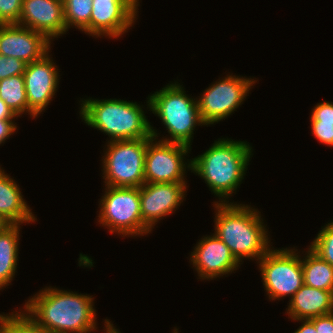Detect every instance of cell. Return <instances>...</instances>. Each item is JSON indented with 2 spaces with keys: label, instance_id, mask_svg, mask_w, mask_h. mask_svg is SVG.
<instances>
[{
  "label": "cell",
  "instance_id": "13",
  "mask_svg": "<svg viewBox=\"0 0 333 333\" xmlns=\"http://www.w3.org/2000/svg\"><path fill=\"white\" fill-rule=\"evenodd\" d=\"M185 183H144L140 187L143 223L152 231L155 224L170 215L185 198Z\"/></svg>",
  "mask_w": 333,
  "mask_h": 333
},
{
  "label": "cell",
  "instance_id": "33",
  "mask_svg": "<svg viewBox=\"0 0 333 333\" xmlns=\"http://www.w3.org/2000/svg\"><path fill=\"white\" fill-rule=\"evenodd\" d=\"M105 321V331H106V333H121V332H119V330L118 329H116L114 326H113V324L111 323V321L110 320H108V319H105L104 320Z\"/></svg>",
  "mask_w": 333,
  "mask_h": 333
},
{
  "label": "cell",
  "instance_id": "27",
  "mask_svg": "<svg viewBox=\"0 0 333 333\" xmlns=\"http://www.w3.org/2000/svg\"><path fill=\"white\" fill-rule=\"evenodd\" d=\"M312 134L322 144L333 147V123H321V121H310Z\"/></svg>",
  "mask_w": 333,
  "mask_h": 333
},
{
  "label": "cell",
  "instance_id": "22",
  "mask_svg": "<svg viewBox=\"0 0 333 333\" xmlns=\"http://www.w3.org/2000/svg\"><path fill=\"white\" fill-rule=\"evenodd\" d=\"M93 0H63L64 21L66 30L71 26L90 34V17Z\"/></svg>",
  "mask_w": 333,
  "mask_h": 333
},
{
  "label": "cell",
  "instance_id": "28",
  "mask_svg": "<svg viewBox=\"0 0 333 333\" xmlns=\"http://www.w3.org/2000/svg\"><path fill=\"white\" fill-rule=\"evenodd\" d=\"M310 121H321V123H333V103H318L311 111Z\"/></svg>",
  "mask_w": 333,
  "mask_h": 333
},
{
  "label": "cell",
  "instance_id": "11",
  "mask_svg": "<svg viewBox=\"0 0 333 333\" xmlns=\"http://www.w3.org/2000/svg\"><path fill=\"white\" fill-rule=\"evenodd\" d=\"M90 35L118 38L137 18L139 0H93Z\"/></svg>",
  "mask_w": 333,
  "mask_h": 333
},
{
  "label": "cell",
  "instance_id": "18",
  "mask_svg": "<svg viewBox=\"0 0 333 333\" xmlns=\"http://www.w3.org/2000/svg\"><path fill=\"white\" fill-rule=\"evenodd\" d=\"M0 221L3 224L35 222L17 183L0 167Z\"/></svg>",
  "mask_w": 333,
  "mask_h": 333
},
{
  "label": "cell",
  "instance_id": "29",
  "mask_svg": "<svg viewBox=\"0 0 333 333\" xmlns=\"http://www.w3.org/2000/svg\"><path fill=\"white\" fill-rule=\"evenodd\" d=\"M317 333H333V312L310 318Z\"/></svg>",
  "mask_w": 333,
  "mask_h": 333
},
{
  "label": "cell",
  "instance_id": "12",
  "mask_svg": "<svg viewBox=\"0 0 333 333\" xmlns=\"http://www.w3.org/2000/svg\"><path fill=\"white\" fill-rule=\"evenodd\" d=\"M49 53L26 65L23 73L28 114L37 117L52 101L59 85V72Z\"/></svg>",
  "mask_w": 333,
  "mask_h": 333
},
{
  "label": "cell",
  "instance_id": "15",
  "mask_svg": "<svg viewBox=\"0 0 333 333\" xmlns=\"http://www.w3.org/2000/svg\"><path fill=\"white\" fill-rule=\"evenodd\" d=\"M213 235V236H212ZM197 242L190 260L201 279H213L237 270L240 262L214 233Z\"/></svg>",
  "mask_w": 333,
  "mask_h": 333
},
{
  "label": "cell",
  "instance_id": "14",
  "mask_svg": "<svg viewBox=\"0 0 333 333\" xmlns=\"http://www.w3.org/2000/svg\"><path fill=\"white\" fill-rule=\"evenodd\" d=\"M51 41L42 33L18 24H0V54L29 64L50 51Z\"/></svg>",
  "mask_w": 333,
  "mask_h": 333
},
{
  "label": "cell",
  "instance_id": "4",
  "mask_svg": "<svg viewBox=\"0 0 333 333\" xmlns=\"http://www.w3.org/2000/svg\"><path fill=\"white\" fill-rule=\"evenodd\" d=\"M80 117L86 125L109 136V141L150 138L151 125L136 102L121 99L81 100Z\"/></svg>",
  "mask_w": 333,
  "mask_h": 333
},
{
  "label": "cell",
  "instance_id": "23",
  "mask_svg": "<svg viewBox=\"0 0 333 333\" xmlns=\"http://www.w3.org/2000/svg\"><path fill=\"white\" fill-rule=\"evenodd\" d=\"M19 312L4 314V333H50L40 327L24 310Z\"/></svg>",
  "mask_w": 333,
  "mask_h": 333
},
{
  "label": "cell",
  "instance_id": "35",
  "mask_svg": "<svg viewBox=\"0 0 333 333\" xmlns=\"http://www.w3.org/2000/svg\"><path fill=\"white\" fill-rule=\"evenodd\" d=\"M173 333H178V329L176 328H174V332Z\"/></svg>",
  "mask_w": 333,
  "mask_h": 333
},
{
  "label": "cell",
  "instance_id": "16",
  "mask_svg": "<svg viewBox=\"0 0 333 333\" xmlns=\"http://www.w3.org/2000/svg\"><path fill=\"white\" fill-rule=\"evenodd\" d=\"M18 25L40 32L50 41L64 35L63 0H23Z\"/></svg>",
  "mask_w": 333,
  "mask_h": 333
},
{
  "label": "cell",
  "instance_id": "2",
  "mask_svg": "<svg viewBox=\"0 0 333 333\" xmlns=\"http://www.w3.org/2000/svg\"><path fill=\"white\" fill-rule=\"evenodd\" d=\"M252 151L247 141L220 138L203 154L192 158L191 172L204 179L219 203H229L226 199L244 179Z\"/></svg>",
  "mask_w": 333,
  "mask_h": 333
},
{
  "label": "cell",
  "instance_id": "26",
  "mask_svg": "<svg viewBox=\"0 0 333 333\" xmlns=\"http://www.w3.org/2000/svg\"><path fill=\"white\" fill-rule=\"evenodd\" d=\"M27 63L0 54V80L11 76L22 75L25 72Z\"/></svg>",
  "mask_w": 333,
  "mask_h": 333
},
{
  "label": "cell",
  "instance_id": "9",
  "mask_svg": "<svg viewBox=\"0 0 333 333\" xmlns=\"http://www.w3.org/2000/svg\"><path fill=\"white\" fill-rule=\"evenodd\" d=\"M153 128L151 127L152 137L148 138L145 153V183H186L185 171L186 168L191 170L192 164L191 160H188V164L184 162V156L191 148L178 143L157 141L158 133Z\"/></svg>",
  "mask_w": 333,
  "mask_h": 333
},
{
  "label": "cell",
  "instance_id": "5",
  "mask_svg": "<svg viewBox=\"0 0 333 333\" xmlns=\"http://www.w3.org/2000/svg\"><path fill=\"white\" fill-rule=\"evenodd\" d=\"M183 88L178 82L166 85L148 96L147 107L162 120L170 134V139L161 141L191 148L194 129L204 123L199 115L197 99L187 96Z\"/></svg>",
  "mask_w": 333,
  "mask_h": 333
},
{
  "label": "cell",
  "instance_id": "6",
  "mask_svg": "<svg viewBox=\"0 0 333 333\" xmlns=\"http://www.w3.org/2000/svg\"><path fill=\"white\" fill-rule=\"evenodd\" d=\"M99 205L98 222L110 233L134 237L151 232L141 217L140 187L105 186Z\"/></svg>",
  "mask_w": 333,
  "mask_h": 333
},
{
  "label": "cell",
  "instance_id": "30",
  "mask_svg": "<svg viewBox=\"0 0 333 333\" xmlns=\"http://www.w3.org/2000/svg\"><path fill=\"white\" fill-rule=\"evenodd\" d=\"M13 119H0V145L13 135L17 129Z\"/></svg>",
  "mask_w": 333,
  "mask_h": 333
},
{
  "label": "cell",
  "instance_id": "32",
  "mask_svg": "<svg viewBox=\"0 0 333 333\" xmlns=\"http://www.w3.org/2000/svg\"><path fill=\"white\" fill-rule=\"evenodd\" d=\"M17 117L7 104L0 98V119H15Z\"/></svg>",
  "mask_w": 333,
  "mask_h": 333
},
{
  "label": "cell",
  "instance_id": "34",
  "mask_svg": "<svg viewBox=\"0 0 333 333\" xmlns=\"http://www.w3.org/2000/svg\"><path fill=\"white\" fill-rule=\"evenodd\" d=\"M0 333H4V314H0Z\"/></svg>",
  "mask_w": 333,
  "mask_h": 333
},
{
  "label": "cell",
  "instance_id": "25",
  "mask_svg": "<svg viewBox=\"0 0 333 333\" xmlns=\"http://www.w3.org/2000/svg\"><path fill=\"white\" fill-rule=\"evenodd\" d=\"M23 0H0V24H18Z\"/></svg>",
  "mask_w": 333,
  "mask_h": 333
},
{
  "label": "cell",
  "instance_id": "17",
  "mask_svg": "<svg viewBox=\"0 0 333 333\" xmlns=\"http://www.w3.org/2000/svg\"><path fill=\"white\" fill-rule=\"evenodd\" d=\"M292 320L310 319L333 312V293L303 284L286 309Z\"/></svg>",
  "mask_w": 333,
  "mask_h": 333
},
{
  "label": "cell",
  "instance_id": "21",
  "mask_svg": "<svg viewBox=\"0 0 333 333\" xmlns=\"http://www.w3.org/2000/svg\"><path fill=\"white\" fill-rule=\"evenodd\" d=\"M0 98L17 116L28 113L24 76L16 75L0 80Z\"/></svg>",
  "mask_w": 333,
  "mask_h": 333
},
{
  "label": "cell",
  "instance_id": "8",
  "mask_svg": "<svg viewBox=\"0 0 333 333\" xmlns=\"http://www.w3.org/2000/svg\"><path fill=\"white\" fill-rule=\"evenodd\" d=\"M297 249L272 248L258 261L264 289L269 299L293 295L303 286L301 256Z\"/></svg>",
  "mask_w": 333,
  "mask_h": 333
},
{
  "label": "cell",
  "instance_id": "31",
  "mask_svg": "<svg viewBox=\"0 0 333 333\" xmlns=\"http://www.w3.org/2000/svg\"><path fill=\"white\" fill-rule=\"evenodd\" d=\"M296 321H301V323H303L293 333H317L314 323L310 319H298Z\"/></svg>",
  "mask_w": 333,
  "mask_h": 333
},
{
  "label": "cell",
  "instance_id": "10",
  "mask_svg": "<svg viewBox=\"0 0 333 333\" xmlns=\"http://www.w3.org/2000/svg\"><path fill=\"white\" fill-rule=\"evenodd\" d=\"M252 78L227 75L205 89L197 99L199 115L204 125L218 123L230 116L246 99L253 84Z\"/></svg>",
  "mask_w": 333,
  "mask_h": 333
},
{
  "label": "cell",
  "instance_id": "24",
  "mask_svg": "<svg viewBox=\"0 0 333 333\" xmlns=\"http://www.w3.org/2000/svg\"><path fill=\"white\" fill-rule=\"evenodd\" d=\"M309 247L333 266V221L322 227Z\"/></svg>",
  "mask_w": 333,
  "mask_h": 333
},
{
  "label": "cell",
  "instance_id": "19",
  "mask_svg": "<svg viewBox=\"0 0 333 333\" xmlns=\"http://www.w3.org/2000/svg\"><path fill=\"white\" fill-rule=\"evenodd\" d=\"M19 224H3L0 228V290L13 280L19 251Z\"/></svg>",
  "mask_w": 333,
  "mask_h": 333
},
{
  "label": "cell",
  "instance_id": "20",
  "mask_svg": "<svg viewBox=\"0 0 333 333\" xmlns=\"http://www.w3.org/2000/svg\"><path fill=\"white\" fill-rule=\"evenodd\" d=\"M305 254L301 260L304 284L333 293V266L310 247Z\"/></svg>",
  "mask_w": 333,
  "mask_h": 333
},
{
  "label": "cell",
  "instance_id": "7",
  "mask_svg": "<svg viewBox=\"0 0 333 333\" xmlns=\"http://www.w3.org/2000/svg\"><path fill=\"white\" fill-rule=\"evenodd\" d=\"M103 161L106 186L141 187L145 183L148 138L108 141Z\"/></svg>",
  "mask_w": 333,
  "mask_h": 333
},
{
  "label": "cell",
  "instance_id": "3",
  "mask_svg": "<svg viewBox=\"0 0 333 333\" xmlns=\"http://www.w3.org/2000/svg\"><path fill=\"white\" fill-rule=\"evenodd\" d=\"M214 207L217 209L214 233L240 263L244 258H257L259 261L270 250L268 230L257 209L245 204L217 201Z\"/></svg>",
  "mask_w": 333,
  "mask_h": 333
},
{
  "label": "cell",
  "instance_id": "1",
  "mask_svg": "<svg viewBox=\"0 0 333 333\" xmlns=\"http://www.w3.org/2000/svg\"><path fill=\"white\" fill-rule=\"evenodd\" d=\"M93 297L47 287L24 305L25 313L50 333H90L97 329Z\"/></svg>",
  "mask_w": 333,
  "mask_h": 333
}]
</instances>
